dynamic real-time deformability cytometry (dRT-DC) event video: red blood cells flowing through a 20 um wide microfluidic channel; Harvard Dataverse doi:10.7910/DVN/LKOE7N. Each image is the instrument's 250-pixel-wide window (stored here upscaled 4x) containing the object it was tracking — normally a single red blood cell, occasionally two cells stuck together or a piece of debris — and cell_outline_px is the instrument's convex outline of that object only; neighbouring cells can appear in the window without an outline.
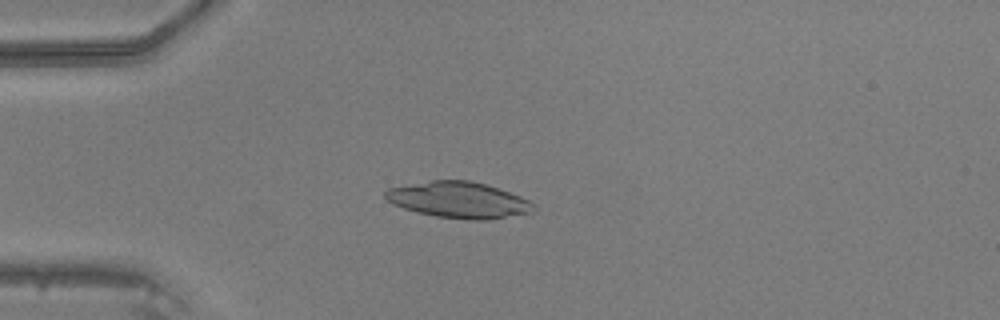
{"species": "common noctule bat (a hibernating species)", "species_latin": "Nyctalus noctula", "temperature_condition": "warm", "stored_images_in_passage": 22, "camera_frame_rate_fps": 3000, "um_per_image_px": 0.085, "animal": {"sex": "male", "body_mass_g": 20.5, "forearm_length_mm": 52.5}, "frame": {"image": 1, "passage_image": 12, "time_ms": 3.667, "image_size_px": [1000, 320], "cell_outline_px": [[536, 208], [532, 212], [488, 220], [468, 220], [436, 216], [416, 212], [392, 204], [384, 196], [384, 192], [388, 188], [432, 180], [468, 180], [484, 184], [520, 196], [536, 204]], "centroid_in_image_um": [38.99, 17.0], "position_along_channel_um": 46.0, "area_um2": 31.1}}
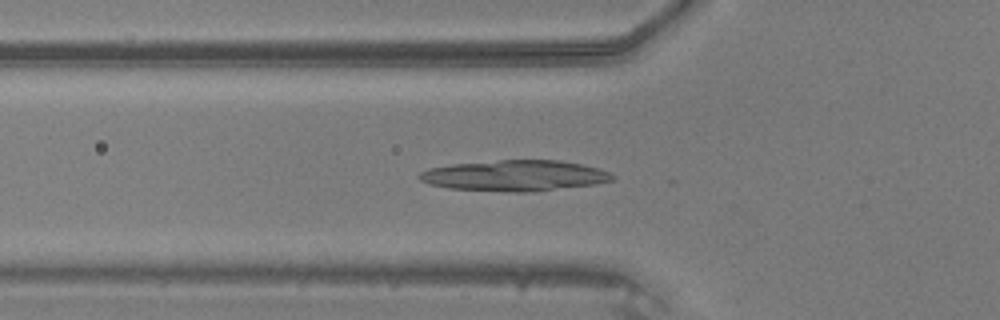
{"frame": {"image": 2, "passage_image": 16, "time_ms": 5.0, "image_size_px": [1000, 320], "cell_outline_px": [[616, 180], [596, 184], [532, 192], [508, 192], [448, 188], [428, 184], [420, 180], [416, 176], [420, 172], [428, 168], [452, 164], [500, 160], [560, 160], [600, 168], [616, 176]], "centroid_in_image_um": [43.76, 14.93], "position_along_channel_um": 82.0, "area_um2": 34.97}}
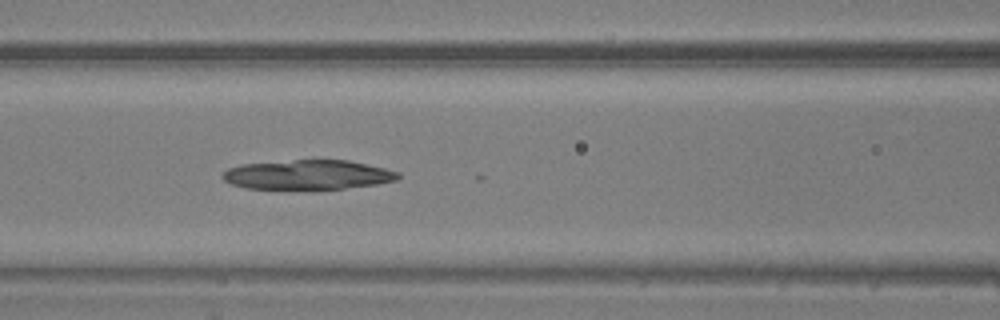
{"frame": {"image": 3, "passage_image": 20, "time_ms": 6.333, "image_size_px": [1000, 320], "cell_outline_px": [[400, 176], [396, 180], [376, 184], [344, 188], [244, 188], [232, 184], [224, 180], [220, 176], [228, 168], [240, 164], [296, 160], [348, 160], [384, 168], [400, 172]], "centroid_in_image_um": [26.15, 14.84], "position_along_channel_um": 140.4, "area_um2": 29.77}}